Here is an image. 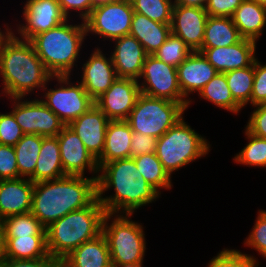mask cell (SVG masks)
Listing matches in <instances>:
<instances>
[{"mask_svg": "<svg viewBox=\"0 0 266 267\" xmlns=\"http://www.w3.org/2000/svg\"><path fill=\"white\" fill-rule=\"evenodd\" d=\"M96 188L97 199L106 213L111 214L133 215L136 209L155 202L161 196L144 179L131 157L102 164L99 167ZM110 189H114L115 193L105 196V191Z\"/></svg>", "mask_w": 266, "mask_h": 267, "instance_id": "cell-1", "label": "cell"}, {"mask_svg": "<svg viewBox=\"0 0 266 267\" xmlns=\"http://www.w3.org/2000/svg\"><path fill=\"white\" fill-rule=\"evenodd\" d=\"M0 76L4 96L27 97L54 79L29 40L14 35L12 28L0 39Z\"/></svg>", "mask_w": 266, "mask_h": 267, "instance_id": "cell-2", "label": "cell"}, {"mask_svg": "<svg viewBox=\"0 0 266 267\" xmlns=\"http://www.w3.org/2000/svg\"><path fill=\"white\" fill-rule=\"evenodd\" d=\"M96 180L66 175L34 183L31 213L46 229L66 214L88 206L97 197Z\"/></svg>", "mask_w": 266, "mask_h": 267, "instance_id": "cell-3", "label": "cell"}, {"mask_svg": "<svg viewBox=\"0 0 266 267\" xmlns=\"http://www.w3.org/2000/svg\"><path fill=\"white\" fill-rule=\"evenodd\" d=\"M106 211L97 197L86 207L74 210L46 228L47 250L62 261L84 242L102 234Z\"/></svg>", "mask_w": 266, "mask_h": 267, "instance_id": "cell-4", "label": "cell"}, {"mask_svg": "<svg viewBox=\"0 0 266 267\" xmlns=\"http://www.w3.org/2000/svg\"><path fill=\"white\" fill-rule=\"evenodd\" d=\"M84 21L70 24L69 19L46 32L34 36L32 43L37 56L52 76H70L79 59L86 38Z\"/></svg>", "mask_w": 266, "mask_h": 267, "instance_id": "cell-5", "label": "cell"}, {"mask_svg": "<svg viewBox=\"0 0 266 267\" xmlns=\"http://www.w3.org/2000/svg\"><path fill=\"white\" fill-rule=\"evenodd\" d=\"M208 142L182 118L157 139L156 155L171 176L174 171L206 156L211 148Z\"/></svg>", "mask_w": 266, "mask_h": 267, "instance_id": "cell-6", "label": "cell"}, {"mask_svg": "<svg viewBox=\"0 0 266 267\" xmlns=\"http://www.w3.org/2000/svg\"><path fill=\"white\" fill-rule=\"evenodd\" d=\"M131 216L132 214L111 213H106L104 216L102 234L107 240L112 264H135L144 259L146 252L144 228L130 219Z\"/></svg>", "mask_w": 266, "mask_h": 267, "instance_id": "cell-7", "label": "cell"}, {"mask_svg": "<svg viewBox=\"0 0 266 267\" xmlns=\"http://www.w3.org/2000/svg\"><path fill=\"white\" fill-rule=\"evenodd\" d=\"M189 105V103H176L168 99L140 94L126 121L132 132L158 139L184 117V111Z\"/></svg>", "mask_w": 266, "mask_h": 267, "instance_id": "cell-8", "label": "cell"}, {"mask_svg": "<svg viewBox=\"0 0 266 267\" xmlns=\"http://www.w3.org/2000/svg\"><path fill=\"white\" fill-rule=\"evenodd\" d=\"M70 76H54L59 83L54 88L45 86L43 99H40L61 121L68 126L72 121L86 113L95 105L94 100L88 95L79 81L74 84ZM63 84V85H62Z\"/></svg>", "mask_w": 266, "mask_h": 267, "instance_id": "cell-9", "label": "cell"}, {"mask_svg": "<svg viewBox=\"0 0 266 267\" xmlns=\"http://www.w3.org/2000/svg\"><path fill=\"white\" fill-rule=\"evenodd\" d=\"M133 14L130 0H115L96 6L84 20L87 36L93 33L111 41L129 35Z\"/></svg>", "mask_w": 266, "mask_h": 267, "instance_id": "cell-10", "label": "cell"}, {"mask_svg": "<svg viewBox=\"0 0 266 267\" xmlns=\"http://www.w3.org/2000/svg\"><path fill=\"white\" fill-rule=\"evenodd\" d=\"M139 82L140 92L149 97L163 98L176 103H190L179 88L177 68L153 55H147Z\"/></svg>", "mask_w": 266, "mask_h": 267, "instance_id": "cell-11", "label": "cell"}, {"mask_svg": "<svg viewBox=\"0 0 266 267\" xmlns=\"http://www.w3.org/2000/svg\"><path fill=\"white\" fill-rule=\"evenodd\" d=\"M11 113L24 134H37L44 137L57 136L65 124L40 99L25 101L24 97L9 98ZM21 100V101H20ZM24 100V101H23Z\"/></svg>", "mask_w": 266, "mask_h": 267, "instance_id": "cell-12", "label": "cell"}, {"mask_svg": "<svg viewBox=\"0 0 266 267\" xmlns=\"http://www.w3.org/2000/svg\"><path fill=\"white\" fill-rule=\"evenodd\" d=\"M25 24L17 25L20 39L31 40L67 20L58 0H26L23 7Z\"/></svg>", "mask_w": 266, "mask_h": 267, "instance_id": "cell-13", "label": "cell"}, {"mask_svg": "<svg viewBox=\"0 0 266 267\" xmlns=\"http://www.w3.org/2000/svg\"><path fill=\"white\" fill-rule=\"evenodd\" d=\"M140 94L138 80L117 78L94 102L110 121L127 120Z\"/></svg>", "mask_w": 266, "mask_h": 267, "instance_id": "cell-14", "label": "cell"}, {"mask_svg": "<svg viewBox=\"0 0 266 267\" xmlns=\"http://www.w3.org/2000/svg\"><path fill=\"white\" fill-rule=\"evenodd\" d=\"M62 167L66 175L84 176V172L92 173L97 178L99 167L97 160L89 153L81 139L68 126L57 135ZM86 169V170H85ZM93 174H97L96 176Z\"/></svg>", "mask_w": 266, "mask_h": 267, "instance_id": "cell-15", "label": "cell"}, {"mask_svg": "<svg viewBox=\"0 0 266 267\" xmlns=\"http://www.w3.org/2000/svg\"><path fill=\"white\" fill-rule=\"evenodd\" d=\"M208 13L204 8L177 5L174 3L171 33L180 37L192 51H200Z\"/></svg>", "mask_w": 266, "mask_h": 267, "instance_id": "cell-16", "label": "cell"}, {"mask_svg": "<svg viewBox=\"0 0 266 267\" xmlns=\"http://www.w3.org/2000/svg\"><path fill=\"white\" fill-rule=\"evenodd\" d=\"M82 68L80 83L94 101L118 78L111 56L107 58L100 47L90 54Z\"/></svg>", "mask_w": 266, "mask_h": 267, "instance_id": "cell-17", "label": "cell"}, {"mask_svg": "<svg viewBox=\"0 0 266 267\" xmlns=\"http://www.w3.org/2000/svg\"><path fill=\"white\" fill-rule=\"evenodd\" d=\"M256 42L242 38L226 47L202 48L200 52L219 73L251 66L257 59Z\"/></svg>", "mask_w": 266, "mask_h": 267, "instance_id": "cell-18", "label": "cell"}, {"mask_svg": "<svg viewBox=\"0 0 266 267\" xmlns=\"http://www.w3.org/2000/svg\"><path fill=\"white\" fill-rule=\"evenodd\" d=\"M108 117L94 105L72 121L68 127L78 135L89 153L97 160L104 151Z\"/></svg>", "mask_w": 266, "mask_h": 267, "instance_id": "cell-19", "label": "cell"}, {"mask_svg": "<svg viewBox=\"0 0 266 267\" xmlns=\"http://www.w3.org/2000/svg\"><path fill=\"white\" fill-rule=\"evenodd\" d=\"M114 50L110 56L118 78H131L140 81L147 53L133 36L126 35L112 40Z\"/></svg>", "mask_w": 266, "mask_h": 267, "instance_id": "cell-20", "label": "cell"}, {"mask_svg": "<svg viewBox=\"0 0 266 267\" xmlns=\"http://www.w3.org/2000/svg\"><path fill=\"white\" fill-rule=\"evenodd\" d=\"M218 72L200 51H193L178 67L177 76L182 95L190 102L189 95L197 92Z\"/></svg>", "mask_w": 266, "mask_h": 267, "instance_id": "cell-21", "label": "cell"}, {"mask_svg": "<svg viewBox=\"0 0 266 267\" xmlns=\"http://www.w3.org/2000/svg\"><path fill=\"white\" fill-rule=\"evenodd\" d=\"M34 182L29 178L0 180V221L31 212Z\"/></svg>", "mask_w": 266, "mask_h": 267, "instance_id": "cell-22", "label": "cell"}, {"mask_svg": "<svg viewBox=\"0 0 266 267\" xmlns=\"http://www.w3.org/2000/svg\"><path fill=\"white\" fill-rule=\"evenodd\" d=\"M62 267H112L105 236L100 234L77 247L62 260Z\"/></svg>", "mask_w": 266, "mask_h": 267, "instance_id": "cell-23", "label": "cell"}, {"mask_svg": "<svg viewBox=\"0 0 266 267\" xmlns=\"http://www.w3.org/2000/svg\"><path fill=\"white\" fill-rule=\"evenodd\" d=\"M132 130L126 120L109 121L106 130L104 151L97 159L102 164L130 157Z\"/></svg>", "mask_w": 266, "mask_h": 267, "instance_id": "cell-24", "label": "cell"}, {"mask_svg": "<svg viewBox=\"0 0 266 267\" xmlns=\"http://www.w3.org/2000/svg\"><path fill=\"white\" fill-rule=\"evenodd\" d=\"M171 34V24H163L134 12L129 35L135 37L148 55L155 53Z\"/></svg>", "mask_w": 266, "mask_h": 267, "instance_id": "cell-25", "label": "cell"}, {"mask_svg": "<svg viewBox=\"0 0 266 267\" xmlns=\"http://www.w3.org/2000/svg\"><path fill=\"white\" fill-rule=\"evenodd\" d=\"M231 18L242 38L257 42L266 26V7L243 0Z\"/></svg>", "mask_w": 266, "mask_h": 267, "instance_id": "cell-26", "label": "cell"}, {"mask_svg": "<svg viewBox=\"0 0 266 267\" xmlns=\"http://www.w3.org/2000/svg\"><path fill=\"white\" fill-rule=\"evenodd\" d=\"M66 176L64 173L57 136L44 137L34 173L29 179L34 182L50 181Z\"/></svg>", "mask_w": 266, "mask_h": 267, "instance_id": "cell-27", "label": "cell"}, {"mask_svg": "<svg viewBox=\"0 0 266 267\" xmlns=\"http://www.w3.org/2000/svg\"><path fill=\"white\" fill-rule=\"evenodd\" d=\"M242 39L231 17L208 16L202 48L231 46Z\"/></svg>", "mask_w": 266, "mask_h": 267, "instance_id": "cell-28", "label": "cell"}, {"mask_svg": "<svg viewBox=\"0 0 266 267\" xmlns=\"http://www.w3.org/2000/svg\"><path fill=\"white\" fill-rule=\"evenodd\" d=\"M4 239L5 258L31 260L49 256L46 235Z\"/></svg>", "mask_w": 266, "mask_h": 267, "instance_id": "cell-29", "label": "cell"}, {"mask_svg": "<svg viewBox=\"0 0 266 267\" xmlns=\"http://www.w3.org/2000/svg\"><path fill=\"white\" fill-rule=\"evenodd\" d=\"M198 94L202 99L234 114H238L241 110L232 96L224 73L218 72Z\"/></svg>", "mask_w": 266, "mask_h": 267, "instance_id": "cell-30", "label": "cell"}, {"mask_svg": "<svg viewBox=\"0 0 266 267\" xmlns=\"http://www.w3.org/2000/svg\"><path fill=\"white\" fill-rule=\"evenodd\" d=\"M43 136L25 134L14 146L19 177L29 178L35 170Z\"/></svg>", "mask_w": 266, "mask_h": 267, "instance_id": "cell-31", "label": "cell"}, {"mask_svg": "<svg viewBox=\"0 0 266 267\" xmlns=\"http://www.w3.org/2000/svg\"><path fill=\"white\" fill-rule=\"evenodd\" d=\"M138 171L144 179L155 188L160 194L159 189H171L173 187L171 177L164 169L162 163L157 158L156 153L139 155L133 158Z\"/></svg>", "mask_w": 266, "mask_h": 267, "instance_id": "cell-32", "label": "cell"}, {"mask_svg": "<svg viewBox=\"0 0 266 267\" xmlns=\"http://www.w3.org/2000/svg\"><path fill=\"white\" fill-rule=\"evenodd\" d=\"M235 102L244 108L251 105V93L254 82V63L249 67L235 69L224 73Z\"/></svg>", "mask_w": 266, "mask_h": 267, "instance_id": "cell-33", "label": "cell"}, {"mask_svg": "<svg viewBox=\"0 0 266 267\" xmlns=\"http://www.w3.org/2000/svg\"><path fill=\"white\" fill-rule=\"evenodd\" d=\"M2 224L4 238L46 235V229L31 212L8 216L2 220Z\"/></svg>", "mask_w": 266, "mask_h": 267, "instance_id": "cell-34", "label": "cell"}, {"mask_svg": "<svg viewBox=\"0 0 266 267\" xmlns=\"http://www.w3.org/2000/svg\"><path fill=\"white\" fill-rule=\"evenodd\" d=\"M247 145L234 157L235 163L246 166L266 167V138L257 137L245 129Z\"/></svg>", "mask_w": 266, "mask_h": 267, "instance_id": "cell-35", "label": "cell"}, {"mask_svg": "<svg viewBox=\"0 0 266 267\" xmlns=\"http://www.w3.org/2000/svg\"><path fill=\"white\" fill-rule=\"evenodd\" d=\"M134 12L145 15L151 20L171 24L175 1L171 0H130Z\"/></svg>", "mask_w": 266, "mask_h": 267, "instance_id": "cell-36", "label": "cell"}, {"mask_svg": "<svg viewBox=\"0 0 266 267\" xmlns=\"http://www.w3.org/2000/svg\"><path fill=\"white\" fill-rule=\"evenodd\" d=\"M192 52L190 47L180 37L171 33L167 40L152 55L177 68Z\"/></svg>", "mask_w": 266, "mask_h": 267, "instance_id": "cell-37", "label": "cell"}, {"mask_svg": "<svg viewBox=\"0 0 266 267\" xmlns=\"http://www.w3.org/2000/svg\"><path fill=\"white\" fill-rule=\"evenodd\" d=\"M258 260L235 249H223L208 263V267H258Z\"/></svg>", "mask_w": 266, "mask_h": 267, "instance_id": "cell-38", "label": "cell"}, {"mask_svg": "<svg viewBox=\"0 0 266 267\" xmlns=\"http://www.w3.org/2000/svg\"><path fill=\"white\" fill-rule=\"evenodd\" d=\"M24 135L11 112H0V144L15 146Z\"/></svg>", "mask_w": 266, "mask_h": 267, "instance_id": "cell-39", "label": "cell"}, {"mask_svg": "<svg viewBox=\"0 0 266 267\" xmlns=\"http://www.w3.org/2000/svg\"><path fill=\"white\" fill-rule=\"evenodd\" d=\"M249 236L246 237L244 244L266 258V211L259 210L258 216L254 223L253 229Z\"/></svg>", "mask_w": 266, "mask_h": 267, "instance_id": "cell-40", "label": "cell"}, {"mask_svg": "<svg viewBox=\"0 0 266 267\" xmlns=\"http://www.w3.org/2000/svg\"><path fill=\"white\" fill-rule=\"evenodd\" d=\"M19 178L14 146L0 144V180Z\"/></svg>", "mask_w": 266, "mask_h": 267, "instance_id": "cell-41", "label": "cell"}, {"mask_svg": "<svg viewBox=\"0 0 266 267\" xmlns=\"http://www.w3.org/2000/svg\"><path fill=\"white\" fill-rule=\"evenodd\" d=\"M266 103V64L262 65L257 59L254 61V82L251 93V105Z\"/></svg>", "mask_w": 266, "mask_h": 267, "instance_id": "cell-42", "label": "cell"}, {"mask_svg": "<svg viewBox=\"0 0 266 267\" xmlns=\"http://www.w3.org/2000/svg\"><path fill=\"white\" fill-rule=\"evenodd\" d=\"M157 138L154 136L133 132L131 138L130 157L156 153Z\"/></svg>", "mask_w": 266, "mask_h": 267, "instance_id": "cell-43", "label": "cell"}, {"mask_svg": "<svg viewBox=\"0 0 266 267\" xmlns=\"http://www.w3.org/2000/svg\"><path fill=\"white\" fill-rule=\"evenodd\" d=\"M245 129L257 137L266 138V103L254 106Z\"/></svg>", "mask_w": 266, "mask_h": 267, "instance_id": "cell-44", "label": "cell"}, {"mask_svg": "<svg viewBox=\"0 0 266 267\" xmlns=\"http://www.w3.org/2000/svg\"><path fill=\"white\" fill-rule=\"evenodd\" d=\"M0 267H62V261L52 256L31 260H18L5 258Z\"/></svg>", "mask_w": 266, "mask_h": 267, "instance_id": "cell-45", "label": "cell"}, {"mask_svg": "<svg viewBox=\"0 0 266 267\" xmlns=\"http://www.w3.org/2000/svg\"><path fill=\"white\" fill-rule=\"evenodd\" d=\"M243 0H209L205 7L208 16L231 17Z\"/></svg>", "mask_w": 266, "mask_h": 267, "instance_id": "cell-46", "label": "cell"}, {"mask_svg": "<svg viewBox=\"0 0 266 267\" xmlns=\"http://www.w3.org/2000/svg\"><path fill=\"white\" fill-rule=\"evenodd\" d=\"M63 14L70 19V11H79L78 15L82 21H84L91 13L92 6L91 0H58Z\"/></svg>", "mask_w": 266, "mask_h": 267, "instance_id": "cell-47", "label": "cell"}, {"mask_svg": "<svg viewBox=\"0 0 266 267\" xmlns=\"http://www.w3.org/2000/svg\"><path fill=\"white\" fill-rule=\"evenodd\" d=\"M177 5L204 8L209 0H174Z\"/></svg>", "mask_w": 266, "mask_h": 267, "instance_id": "cell-48", "label": "cell"}, {"mask_svg": "<svg viewBox=\"0 0 266 267\" xmlns=\"http://www.w3.org/2000/svg\"><path fill=\"white\" fill-rule=\"evenodd\" d=\"M4 230H3V224L2 221H0V263L5 259L4 256Z\"/></svg>", "mask_w": 266, "mask_h": 267, "instance_id": "cell-49", "label": "cell"}, {"mask_svg": "<svg viewBox=\"0 0 266 267\" xmlns=\"http://www.w3.org/2000/svg\"><path fill=\"white\" fill-rule=\"evenodd\" d=\"M112 267H143V261L135 264H112Z\"/></svg>", "mask_w": 266, "mask_h": 267, "instance_id": "cell-50", "label": "cell"}, {"mask_svg": "<svg viewBox=\"0 0 266 267\" xmlns=\"http://www.w3.org/2000/svg\"><path fill=\"white\" fill-rule=\"evenodd\" d=\"M91 1H92V6L96 7V6L103 5V4H106V3H109L115 0H91Z\"/></svg>", "mask_w": 266, "mask_h": 267, "instance_id": "cell-51", "label": "cell"}, {"mask_svg": "<svg viewBox=\"0 0 266 267\" xmlns=\"http://www.w3.org/2000/svg\"><path fill=\"white\" fill-rule=\"evenodd\" d=\"M253 2H256L257 4L266 7V0H251Z\"/></svg>", "mask_w": 266, "mask_h": 267, "instance_id": "cell-52", "label": "cell"}, {"mask_svg": "<svg viewBox=\"0 0 266 267\" xmlns=\"http://www.w3.org/2000/svg\"><path fill=\"white\" fill-rule=\"evenodd\" d=\"M6 27L4 28L6 31L5 33L1 31V28H0V39L10 30L9 26L6 24L5 25Z\"/></svg>", "mask_w": 266, "mask_h": 267, "instance_id": "cell-53", "label": "cell"}]
</instances>
